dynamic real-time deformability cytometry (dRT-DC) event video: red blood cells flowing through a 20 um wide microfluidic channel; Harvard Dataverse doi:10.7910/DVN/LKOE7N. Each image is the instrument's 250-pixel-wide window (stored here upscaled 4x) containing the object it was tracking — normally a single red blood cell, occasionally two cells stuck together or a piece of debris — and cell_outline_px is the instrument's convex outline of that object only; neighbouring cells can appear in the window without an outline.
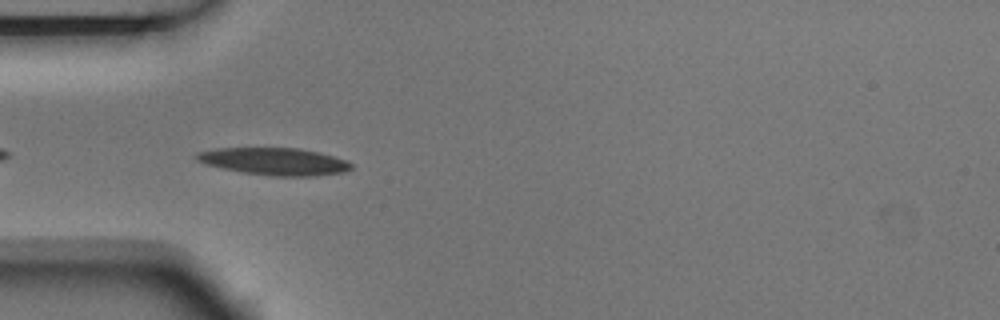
{"species": "Egyptian fruit bat (a non-hibernating species)", "species_latin": "Rousettus aegyptiacus", "temperature_condition": "room temperature", "stored_images_in_passage": 6, "camera_frame_rate_fps": 3000, "um_per_image_px": 0.085, "animal": {"sex": "male"}, "frame": {"image": 1, "passage_image": 5, "time_ms": 1.333, "image_size_px": [1000, 320], "cell_outline_px": [[352, 168], [344, 172], [316, 176], [272, 176], [244, 172], [204, 164], [196, 160], [192, 156], [196, 152], [216, 148], [300, 148], [332, 156], [344, 160], [352, 164]], "centroid_in_image_um": [23.27, 13.72], "position_along_channel_um": 61.7, "area_um2": 24.51}}
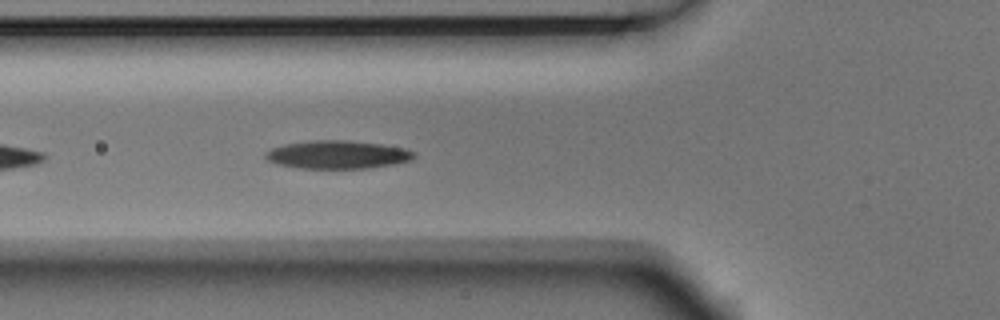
{"frame": {"image": 2, "passage_image": 6, "time_ms": 1.667, "image_size_px": [1000, 320], "cell_outline_px": [[416, 156], [412, 160], [396, 164], [368, 168], [300, 168], [280, 164], [268, 160], [264, 156], [264, 152], [272, 148], [284, 144], [308, 140], [348, 140], [380, 144], [408, 148], [416, 152]], "centroid_in_image_um": [28.74, 13.13], "position_along_channel_um": 97.1, "area_um2": 24.57}}